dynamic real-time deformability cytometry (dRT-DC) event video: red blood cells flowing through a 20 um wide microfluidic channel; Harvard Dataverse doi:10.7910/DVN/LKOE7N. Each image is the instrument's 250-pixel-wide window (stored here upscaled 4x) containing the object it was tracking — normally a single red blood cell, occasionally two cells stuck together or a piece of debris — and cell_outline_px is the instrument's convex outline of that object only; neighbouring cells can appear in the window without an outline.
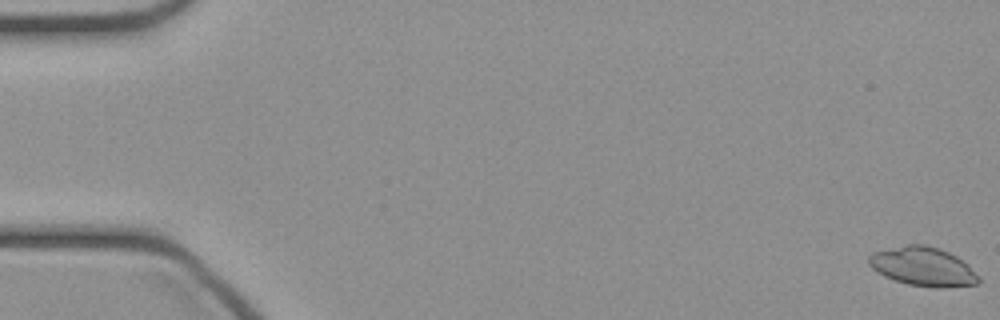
{"species": "common noctule bat (a hibernating species)", "species_latin": "Nyctalus noctula", "temperature_condition": "cold", "stored_images_in_passage": 49, "camera_frame_rate_fps": 3000, "um_per_image_px": 0.085, "animal": {"sex": "female", "body_mass_g": 21.9}, "frame": {"image": 1, "passage_image": 1, "time_ms": 0.0, "image_size_px": [1000, 320], "cell_outline_px": [[980, 284], [944, 288], [936, 288], [908, 284], [884, 276], [872, 268], [868, 264], [868, 256], [872, 252], [908, 244], [924, 244], [940, 248], [956, 256], [968, 264], [980, 276]], "centroid_in_image_um": [78.49, 22.66], "position_along_channel_um": 6.5, "area_um2": 25.14}}
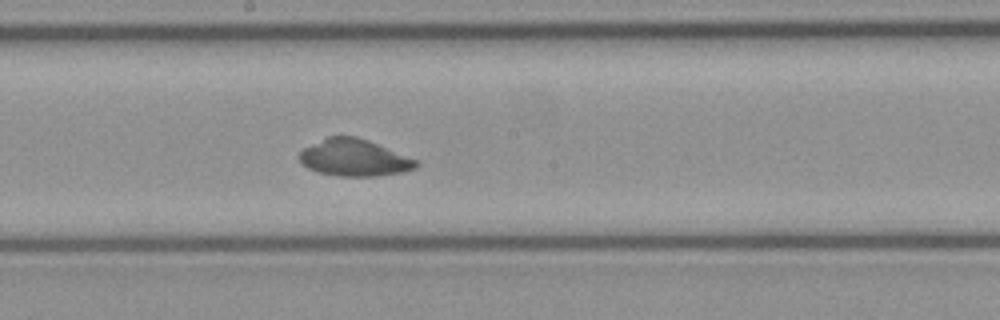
{"frame": {"image": 2, "passage_image": 27, "time_ms": 8.667, "image_size_px": [1000, 320], "cell_outline_px": [[420, 164], [416, 168], [404, 172], [376, 176], [340, 176], [316, 172], [308, 168], [300, 160], [300, 152], [304, 148], [328, 136], [356, 136], [368, 140], [420, 160]], "centroid_in_image_um": [30.17, 13.41], "position_along_channel_um": 218.0, "area_um2": 25.2}}
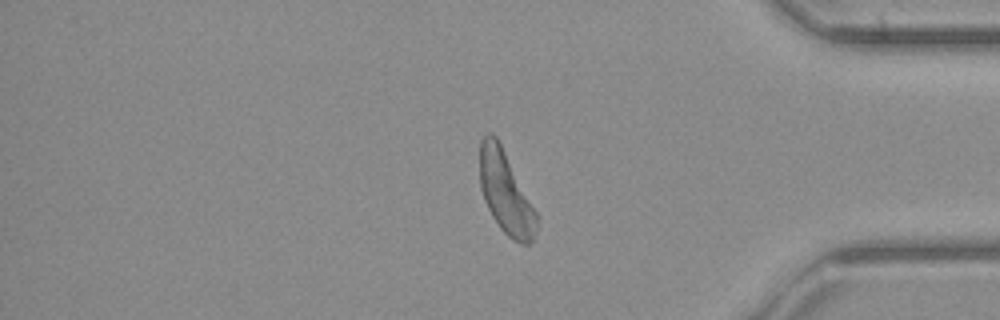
{"frame": {"image": 3, "passage_image": 41, "time_ms": 13.333, "image_size_px": [1000, 320], "cell_outline_px": [[540, 220], [532, 240], [528, 244], [520, 244], [512, 240], [500, 228], [492, 216], [484, 200], [480, 188], [480, 140], [488, 132], [492, 132], [496, 136], [540, 216]], "centroid_in_image_um": [43.01, 16.39], "position_along_channel_um": 392.2, "area_um2": 27.63}}